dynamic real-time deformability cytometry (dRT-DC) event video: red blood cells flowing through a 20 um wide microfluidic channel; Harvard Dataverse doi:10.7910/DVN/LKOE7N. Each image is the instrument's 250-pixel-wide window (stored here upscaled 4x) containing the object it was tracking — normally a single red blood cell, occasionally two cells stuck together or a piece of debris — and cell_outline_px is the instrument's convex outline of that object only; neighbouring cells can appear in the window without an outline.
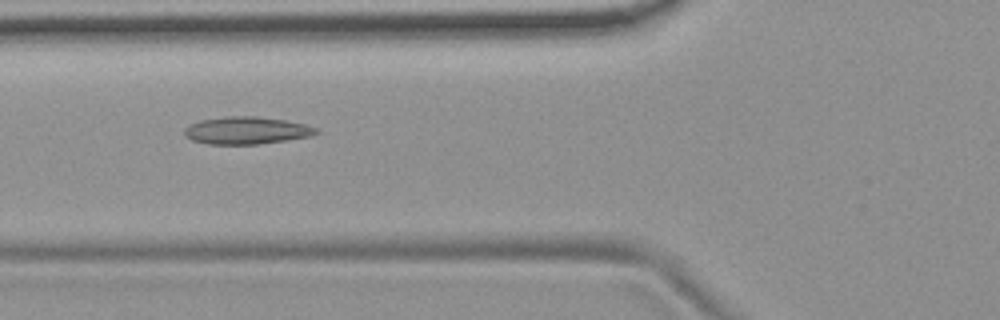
{"species": "common noctule bat (a hibernating species)", "species_latin": "Nyctalus noctula", "temperature_condition": "room temperature", "stored_images_in_passage": 54, "camera_frame_rate_fps": 3000, "um_per_image_px": 0.085, "animal": {"sex": "female", "body_mass_g": 19.9}, "frame": {"image": 1, "passage_image": 20, "time_ms": 6.333, "image_size_px": [1000, 320], "cell_outline_px": [[320, 132], [308, 136], [260, 144], [208, 144], [192, 140], [184, 136], [184, 128], [188, 124], [200, 120], [228, 116], [256, 116], [284, 120], [304, 124], [316, 128]], "centroid_in_image_um": [20.89, 11.08], "position_along_channel_um": 104.9, "area_um2": 20.92}}
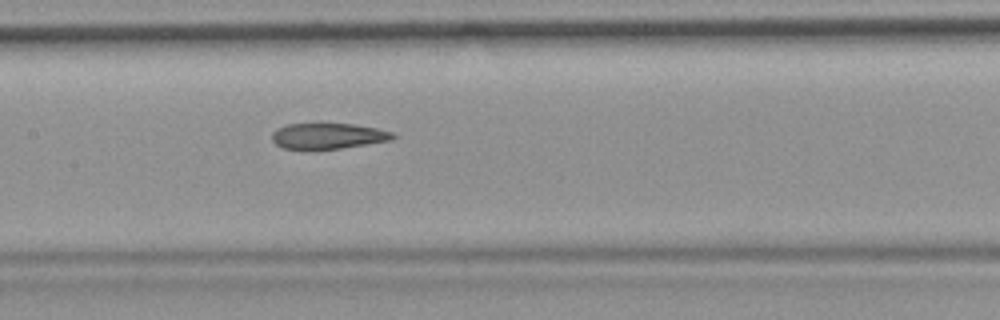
{"frame": {"image": 2, "passage_image": 26, "time_ms": 8.333, "image_size_px": [1000, 320], "cell_outline_px": [[396, 136], [392, 140], [340, 148], [284, 148], [276, 144], [272, 140], [272, 132], [276, 128], [288, 124], [320, 120], [352, 124], [376, 128], [392, 132]], "centroid_in_image_um": [27.85, 11.49], "position_along_channel_um": 179.6, "area_um2": 18.67}}
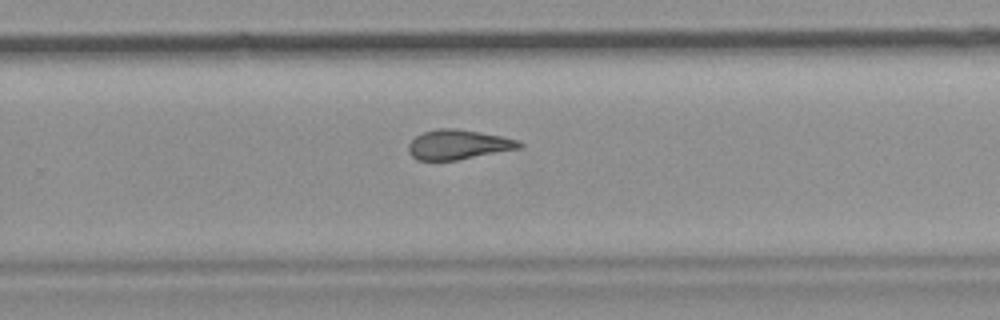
{"frame": {"image": 3, "passage_image": 35, "time_ms": 11.333, "image_size_px": [1000, 320], "cell_outline_px": [[524, 144], [520, 148], [456, 160], [416, 160], [408, 152], [408, 144], [416, 136], [424, 132], [436, 128], [456, 128], [480, 132], [520, 140]], "centroid_in_image_um": [38.94, 12.28], "position_along_channel_um": 290.9, "area_um2": 19.13}, "authors_computed_cell_mechanics": {"area_um2": 20.0277, "velocity_mm_per_s": 3.7335, "shape_relaxation_time_tau1_ms": null, "shape_relaxation_time_tau2_ms": 3.2508, "deformation_change_tau1": null, "deformation_change_tau2": 0.1267}}